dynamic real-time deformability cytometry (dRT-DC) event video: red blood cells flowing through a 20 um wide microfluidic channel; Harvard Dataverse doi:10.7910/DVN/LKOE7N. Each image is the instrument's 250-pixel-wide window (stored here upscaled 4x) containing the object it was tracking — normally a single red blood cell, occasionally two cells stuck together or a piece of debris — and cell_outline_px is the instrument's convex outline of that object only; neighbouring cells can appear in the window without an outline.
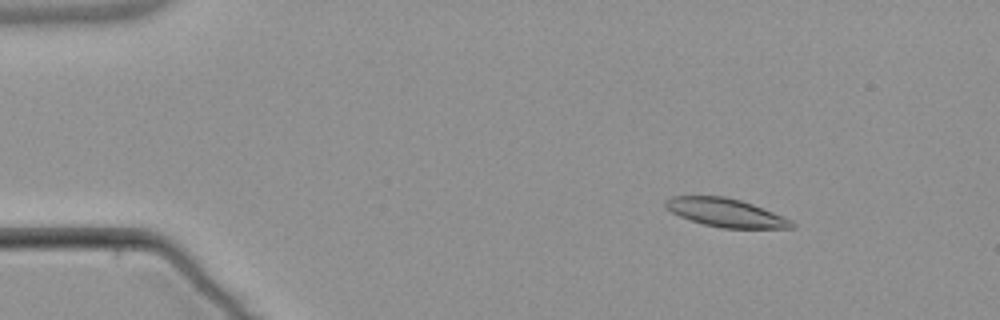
{"species": "common noctule bat (a hibernating species)", "species_latin": "Nyctalus noctula", "temperature_condition": "warm", "stored_images_in_passage": 6, "camera_frame_rate_fps": 3000, "um_per_image_px": 0.085, "animal": {"sex": "male", "body_mass_g": 21.5, "forearm_length_mm": 52.0}, "frame": {"image": 1, "passage_image": 3, "time_ms": 2.333, "image_size_px": [1000, 320], "cell_outline_px": [[796, 228], [720, 228], [704, 224], [680, 216], [664, 208], [664, 200], [672, 196], [724, 196], [740, 200], [752, 204], [792, 220], [796, 224]], "centroid_in_image_um": [61.68, 18.08], "position_along_channel_um": 23.3, "area_um2": 20.81}}
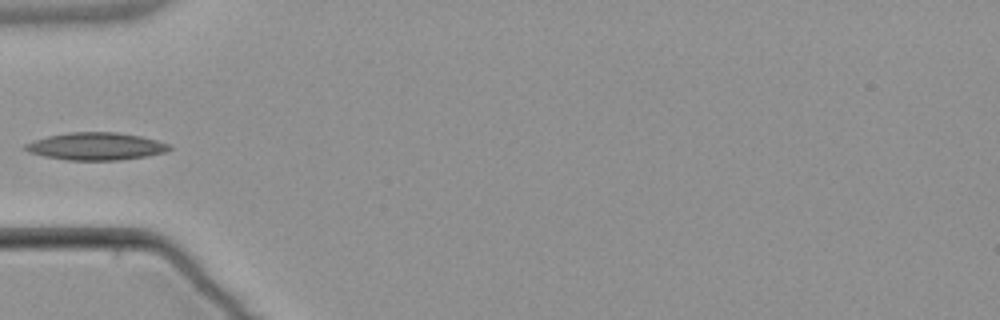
{"frame": {"image": 2, "passage_image": 6, "time_ms": 6.0, "image_size_px": [1000, 320], "cell_outline_px": [[172, 148], [164, 152], [148, 156], [120, 160], [68, 160], [44, 156], [28, 152], [24, 148], [24, 144], [48, 136], [68, 132], [116, 132], [140, 136], [156, 140], [168, 144]], "centroid_in_image_um": [8.15, 12.44], "position_along_channel_um": 76.8, "area_um2": 22.95}}